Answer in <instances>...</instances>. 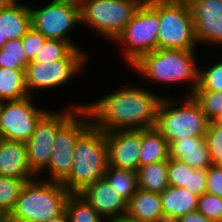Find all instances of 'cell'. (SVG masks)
<instances>
[{
	"label": "cell",
	"mask_w": 222,
	"mask_h": 222,
	"mask_svg": "<svg viewBox=\"0 0 222 222\" xmlns=\"http://www.w3.org/2000/svg\"><path fill=\"white\" fill-rule=\"evenodd\" d=\"M196 54L197 50L156 49L142 55L129 68L153 84H185L184 95L191 96L199 83L200 63Z\"/></svg>",
	"instance_id": "7a4b0ae2"
},
{
	"label": "cell",
	"mask_w": 222,
	"mask_h": 222,
	"mask_svg": "<svg viewBox=\"0 0 222 222\" xmlns=\"http://www.w3.org/2000/svg\"><path fill=\"white\" fill-rule=\"evenodd\" d=\"M29 96L25 84V70L0 67V102Z\"/></svg>",
	"instance_id": "cb8c5ba5"
},
{
	"label": "cell",
	"mask_w": 222,
	"mask_h": 222,
	"mask_svg": "<svg viewBox=\"0 0 222 222\" xmlns=\"http://www.w3.org/2000/svg\"><path fill=\"white\" fill-rule=\"evenodd\" d=\"M213 122H214L217 126H219V127L222 128V114H220L219 116H217V117L213 120Z\"/></svg>",
	"instance_id": "ee69618b"
},
{
	"label": "cell",
	"mask_w": 222,
	"mask_h": 222,
	"mask_svg": "<svg viewBox=\"0 0 222 222\" xmlns=\"http://www.w3.org/2000/svg\"><path fill=\"white\" fill-rule=\"evenodd\" d=\"M91 125L89 112L85 108L79 109L59 129L53 144L50 162L37 177L42 176L43 180L61 183L70 174L77 140ZM44 173L48 177L44 178Z\"/></svg>",
	"instance_id": "8fae6325"
},
{
	"label": "cell",
	"mask_w": 222,
	"mask_h": 222,
	"mask_svg": "<svg viewBox=\"0 0 222 222\" xmlns=\"http://www.w3.org/2000/svg\"><path fill=\"white\" fill-rule=\"evenodd\" d=\"M191 96L210 121L222 114V91L194 90Z\"/></svg>",
	"instance_id": "4dcf8cb0"
},
{
	"label": "cell",
	"mask_w": 222,
	"mask_h": 222,
	"mask_svg": "<svg viewBox=\"0 0 222 222\" xmlns=\"http://www.w3.org/2000/svg\"><path fill=\"white\" fill-rule=\"evenodd\" d=\"M163 213L159 193L138 189L127 203V214L145 222H155Z\"/></svg>",
	"instance_id": "ffe728a7"
},
{
	"label": "cell",
	"mask_w": 222,
	"mask_h": 222,
	"mask_svg": "<svg viewBox=\"0 0 222 222\" xmlns=\"http://www.w3.org/2000/svg\"><path fill=\"white\" fill-rule=\"evenodd\" d=\"M34 96L0 102V138L27 142L39 120L50 110L35 104Z\"/></svg>",
	"instance_id": "4fadbf2b"
},
{
	"label": "cell",
	"mask_w": 222,
	"mask_h": 222,
	"mask_svg": "<svg viewBox=\"0 0 222 222\" xmlns=\"http://www.w3.org/2000/svg\"><path fill=\"white\" fill-rule=\"evenodd\" d=\"M69 222H105L106 220L79 193H70L65 204Z\"/></svg>",
	"instance_id": "484cf974"
},
{
	"label": "cell",
	"mask_w": 222,
	"mask_h": 222,
	"mask_svg": "<svg viewBox=\"0 0 222 222\" xmlns=\"http://www.w3.org/2000/svg\"><path fill=\"white\" fill-rule=\"evenodd\" d=\"M198 45L222 47V0H191Z\"/></svg>",
	"instance_id": "5bb4252c"
},
{
	"label": "cell",
	"mask_w": 222,
	"mask_h": 222,
	"mask_svg": "<svg viewBox=\"0 0 222 222\" xmlns=\"http://www.w3.org/2000/svg\"><path fill=\"white\" fill-rule=\"evenodd\" d=\"M207 185V169H194L190 172L189 179V192H192L198 196L206 193Z\"/></svg>",
	"instance_id": "8d00e7d4"
},
{
	"label": "cell",
	"mask_w": 222,
	"mask_h": 222,
	"mask_svg": "<svg viewBox=\"0 0 222 222\" xmlns=\"http://www.w3.org/2000/svg\"><path fill=\"white\" fill-rule=\"evenodd\" d=\"M194 168L182 160L169 158L168 160V181L169 186L189 189L190 172Z\"/></svg>",
	"instance_id": "1f68e13d"
},
{
	"label": "cell",
	"mask_w": 222,
	"mask_h": 222,
	"mask_svg": "<svg viewBox=\"0 0 222 222\" xmlns=\"http://www.w3.org/2000/svg\"><path fill=\"white\" fill-rule=\"evenodd\" d=\"M159 25V0H145L113 42L121 48L120 54H123L127 67L157 49Z\"/></svg>",
	"instance_id": "8992f818"
},
{
	"label": "cell",
	"mask_w": 222,
	"mask_h": 222,
	"mask_svg": "<svg viewBox=\"0 0 222 222\" xmlns=\"http://www.w3.org/2000/svg\"><path fill=\"white\" fill-rule=\"evenodd\" d=\"M17 0H0V9L11 6Z\"/></svg>",
	"instance_id": "b9f144b4"
},
{
	"label": "cell",
	"mask_w": 222,
	"mask_h": 222,
	"mask_svg": "<svg viewBox=\"0 0 222 222\" xmlns=\"http://www.w3.org/2000/svg\"><path fill=\"white\" fill-rule=\"evenodd\" d=\"M0 176L15 179L37 177L29 166L25 142L0 138Z\"/></svg>",
	"instance_id": "e0dca14e"
},
{
	"label": "cell",
	"mask_w": 222,
	"mask_h": 222,
	"mask_svg": "<svg viewBox=\"0 0 222 222\" xmlns=\"http://www.w3.org/2000/svg\"><path fill=\"white\" fill-rule=\"evenodd\" d=\"M170 158L169 143L155 128L141 129L140 166Z\"/></svg>",
	"instance_id": "44dd1931"
},
{
	"label": "cell",
	"mask_w": 222,
	"mask_h": 222,
	"mask_svg": "<svg viewBox=\"0 0 222 222\" xmlns=\"http://www.w3.org/2000/svg\"><path fill=\"white\" fill-rule=\"evenodd\" d=\"M210 65V66H209ZM195 90L222 91V60L218 59L205 68L199 66V83Z\"/></svg>",
	"instance_id": "f1b7e54d"
},
{
	"label": "cell",
	"mask_w": 222,
	"mask_h": 222,
	"mask_svg": "<svg viewBox=\"0 0 222 222\" xmlns=\"http://www.w3.org/2000/svg\"><path fill=\"white\" fill-rule=\"evenodd\" d=\"M30 180L33 179H15L0 176V208L7 214L10 215L13 211L24 185Z\"/></svg>",
	"instance_id": "83f0119b"
},
{
	"label": "cell",
	"mask_w": 222,
	"mask_h": 222,
	"mask_svg": "<svg viewBox=\"0 0 222 222\" xmlns=\"http://www.w3.org/2000/svg\"><path fill=\"white\" fill-rule=\"evenodd\" d=\"M180 222H215V221L206 218L203 214L195 210L181 216Z\"/></svg>",
	"instance_id": "74e56055"
},
{
	"label": "cell",
	"mask_w": 222,
	"mask_h": 222,
	"mask_svg": "<svg viewBox=\"0 0 222 222\" xmlns=\"http://www.w3.org/2000/svg\"><path fill=\"white\" fill-rule=\"evenodd\" d=\"M104 178L127 203L139 189L137 172L108 165Z\"/></svg>",
	"instance_id": "d4e9b609"
},
{
	"label": "cell",
	"mask_w": 222,
	"mask_h": 222,
	"mask_svg": "<svg viewBox=\"0 0 222 222\" xmlns=\"http://www.w3.org/2000/svg\"><path fill=\"white\" fill-rule=\"evenodd\" d=\"M9 214H7L3 209L0 208V222H8Z\"/></svg>",
	"instance_id": "7bdbcfd3"
},
{
	"label": "cell",
	"mask_w": 222,
	"mask_h": 222,
	"mask_svg": "<svg viewBox=\"0 0 222 222\" xmlns=\"http://www.w3.org/2000/svg\"><path fill=\"white\" fill-rule=\"evenodd\" d=\"M58 110H49L37 123L35 130L26 142L28 163L31 170L38 176L48 166L59 129L86 104L72 102Z\"/></svg>",
	"instance_id": "7c38bea8"
},
{
	"label": "cell",
	"mask_w": 222,
	"mask_h": 222,
	"mask_svg": "<svg viewBox=\"0 0 222 222\" xmlns=\"http://www.w3.org/2000/svg\"><path fill=\"white\" fill-rule=\"evenodd\" d=\"M23 50L30 61L37 55L40 47L45 43L46 37L31 28L22 38Z\"/></svg>",
	"instance_id": "e575fe53"
},
{
	"label": "cell",
	"mask_w": 222,
	"mask_h": 222,
	"mask_svg": "<svg viewBox=\"0 0 222 222\" xmlns=\"http://www.w3.org/2000/svg\"><path fill=\"white\" fill-rule=\"evenodd\" d=\"M74 47L67 41L46 39L31 62L48 63L63 59Z\"/></svg>",
	"instance_id": "f546056e"
},
{
	"label": "cell",
	"mask_w": 222,
	"mask_h": 222,
	"mask_svg": "<svg viewBox=\"0 0 222 222\" xmlns=\"http://www.w3.org/2000/svg\"><path fill=\"white\" fill-rule=\"evenodd\" d=\"M140 189L161 194L168 186V161L140 166L137 170Z\"/></svg>",
	"instance_id": "603a6c76"
},
{
	"label": "cell",
	"mask_w": 222,
	"mask_h": 222,
	"mask_svg": "<svg viewBox=\"0 0 222 222\" xmlns=\"http://www.w3.org/2000/svg\"><path fill=\"white\" fill-rule=\"evenodd\" d=\"M155 222H180V218L167 213H162Z\"/></svg>",
	"instance_id": "f35d334b"
},
{
	"label": "cell",
	"mask_w": 222,
	"mask_h": 222,
	"mask_svg": "<svg viewBox=\"0 0 222 222\" xmlns=\"http://www.w3.org/2000/svg\"><path fill=\"white\" fill-rule=\"evenodd\" d=\"M83 50L73 48L63 59L48 63L30 62L25 68V84L29 95L36 97L39 90L51 92L57 87L64 88L79 73L82 74L92 57L90 52Z\"/></svg>",
	"instance_id": "ba28073f"
},
{
	"label": "cell",
	"mask_w": 222,
	"mask_h": 222,
	"mask_svg": "<svg viewBox=\"0 0 222 222\" xmlns=\"http://www.w3.org/2000/svg\"><path fill=\"white\" fill-rule=\"evenodd\" d=\"M112 222H145V221H141L137 218L131 217L128 214H124L122 216H119L115 219L111 220Z\"/></svg>",
	"instance_id": "ab89813d"
},
{
	"label": "cell",
	"mask_w": 222,
	"mask_h": 222,
	"mask_svg": "<svg viewBox=\"0 0 222 222\" xmlns=\"http://www.w3.org/2000/svg\"><path fill=\"white\" fill-rule=\"evenodd\" d=\"M132 85V86H131ZM124 85L85 103L92 125L105 132L155 127L163 95L140 85Z\"/></svg>",
	"instance_id": "6da1fadb"
},
{
	"label": "cell",
	"mask_w": 222,
	"mask_h": 222,
	"mask_svg": "<svg viewBox=\"0 0 222 222\" xmlns=\"http://www.w3.org/2000/svg\"><path fill=\"white\" fill-rule=\"evenodd\" d=\"M78 1L81 25L89 27L104 41L110 40L109 43H113L145 0Z\"/></svg>",
	"instance_id": "52a82bcc"
},
{
	"label": "cell",
	"mask_w": 222,
	"mask_h": 222,
	"mask_svg": "<svg viewBox=\"0 0 222 222\" xmlns=\"http://www.w3.org/2000/svg\"><path fill=\"white\" fill-rule=\"evenodd\" d=\"M109 166L137 172L140 167L141 129L106 132Z\"/></svg>",
	"instance_id": "9a60e30c"
},
{
	"label": "cell",
	"mask_w": 222,
	"mask_h": 222,
	"mask_svg": "<svg viewBox=\"0 0 222 222\" xmlns=\"http://www.w3.org/2000/svg\"><path fill=\"white\" fill-rule=\"evenodd\" d=\"M197 211L215 222L222 219V198L215 194L203 193L198 196Z\"/></svg>",
	"instance_id": "d6a6232c"
},
{
	"label": "cell",
	"mask_w": 222,
	"mask_h": 222,
	"mask_svg": "<svg viewBox=\"0 0 222 222\" xmlns=\"http://www.w3.org/2000/svg\"><path fill=\"white\" fill-rule=\"evenodd\" d=\"M179 96H164L158 108L155 128L169 144L184 137L205 136L210 123L192 96Z\"/></svg>",
	"instance_id": "5b68a950"
},
{
	"label": "cell",
	"mask_w": 222,
	"mask_h": 222,
	"mask_svg": "<svg viewBox=\"0 0 222 222\" xmlns=\"http://www.w3.org/2000/svg\"><path fill=\"white\" fill-rule=\"evenodd\" d=\"M163 213L181 217L197 210L198 195L189 192L186 188L168 186L161 194Z\"/></svg>",
	"instance_id": "7402d4cb"
},
{
	"label": "cell",
	"mask_w": 222,
	"mask_h": 222,
	"mask_svg": "<svg viewBox=\"0 0 222 222\" xmlns=\"http://www.w3.org/2000/svg\"><path fill=\"white\" fill-rule=\"evenodd\" d=\"M30 62L23 50L22 39L9 40L0 50V67L25 70Z\"/></svg>",
	"instance_id": "4316f807"
},
{
	"label": "cell",
	"mask_w": 222,
	"mask_h": 222,
	"mask_svg": "<svg viewBox=\"0 0 222 222\" xmlns=\"http://www.w3.org/2000/svg\"><path fill=\"white\" fill-rule=\"evenodd\" d=\"M70 192L60 182L34 178L26 182L9 215L10 222H45L60 215Z\"/></svg>",
	"instance_id": "277c9868"
},
{
	"label": "cell",
	"mask_w": 222,
	"mask_h": 222,
	"mask_svg": "<svg viewBox=\"0 0 222 222\" xmlns=\"http://www.w3.org/2000/svg\"><path fill=\"white\" fill-rule=\"evenodd\" d=\"M205 139L213 165L222 166V128L210 121L205 133Z\"/></svg>",
	"instance_id": "836d02e7"
},
{
	"label": "cell",
	"mask_w": 222,
	"mask_h": 222,
	"mask_svg": "<svg viewBox=\"0 0 222 222\" xmlns=\"http://www.w3.org/2000/svg\"><path fill=\"white\" fill-rule=\"evenodd\" d=\"M170 158L184 161L194 169H208L212 164L205 136H191L169 144Z\"/></svg>",
	"instance_id": "ac0fdd59"
},
{
	"label": "cell",
	"mask_w": 222,
	"mask_h": 222,
	"mask_svg": "<svg viewBox=\"0 0 222 222\" xmlns=\"http://www.w3.org/2000/svg\"><path fill=\"white\" fill-rule=\"evenodd\" d=\"M206 192L222 198V166L212 164L207 169Z\"/></svg>",
	"instance_id": "d590c367"
},
{
	"label": "cell",
	"mask_w": 222,
	"mask_h": 222,
	"mask_svg": "<svg viewBox=\"0 0 222 222\" xmlns=\"http://www.w3.org/2000/svg\"><path fill=\"white\" fill-rule=\"evenodd\" d=\"M108 165L106 132L91 125L77 140L70 174L61 183L70 193H80L104 178Z\"/></svg>",
	"instance_id": "3957f363"
},
{
	"label": "cell",
	"mask_w": 222,
	"mask_h": 222,
	"mask_svg": "<svg viewBox=\"0 0 222 222\" xmlns=\"http://www.w3.org/2000/svg\"><path fill=\"white\" fill-rule=\"evenodd\" d=\"M159 20L157 49L199 50L188 2L159 0Z\"/></svg>",
	"instance_id": "9c48e42d"
},
{
	"label": "cell",
	"mask_w": 222,
	"mask_h": 222,
	"mask_svg": "<svg viewBox=\"0 0 222 222\" xmlns=\"http://www.w3.org/2000/svg\"><path fill=\"white\" fill-rule=\"evenodd\" d=\"M32 28L47 39L69 42L74 48H82L72 41L73 29L81 26L78 0H50L39 7L30 6ZM72 31V32H71Z\"/></svg>",
	"instance_id": "30bf717a"
},
{
	"label": "cell",
	"mask_w": 222,
	"mask_h": 222,
	"mask_svg": "<svg viewBox=\"0 0 222 222\" xmlns=\"http://www.w3.org/2000/svg\"><path fill=\"white\" fill-rule=\"evenodd\" d=\"M45 222H69V218L66 211L64 210L60 215L53 217Z\"/></svg>",
	"instance_id": "60d3db41"
},
{
	"label": "cell",
	"mask_w": 222,
	"mask_h": 222,
	"mask_svg": "<svg viewBox=\"0 0 222 222\" xmlns=\"http://www.w3.org/2000/svg\"><path fill=\"white\" fill-rule=\"evenodd\" d=\"M32 28L29 4L20 0L11 6L0 9V50L14 39H21Z\"/></svg>",
	"instance_id": "d6986e66"
},
{
	"label": "cell",
	"mask_w": 222,
	"mask_h": 222,
	"mask_svg": "<svg viewBox=\"0 0 222 222\" xmlns=\"http://www.w3.org/2000/svg\"><path fill=\"white\" fill-rule=\"evenodd\" d=\"M105 220L127 214V202L105 178L98 179L79 193Z\"/></svg>",
	"instance_id": "2e32d148"
}]
</instances>
